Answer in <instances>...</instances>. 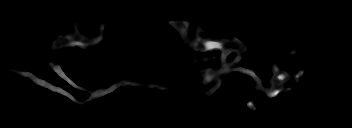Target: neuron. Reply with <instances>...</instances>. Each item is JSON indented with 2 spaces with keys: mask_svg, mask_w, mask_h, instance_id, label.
Here are the masks:
<instances>
[{
  "mask_svg": "<svg viewBox=\"0 0 352 128\" xmlns=\"http://www.w3.org/2000/svg\"><path fill=\"white\" fill-rule=\"evenodd\" d=\"M168 23L180 33L184 44L185 43L190 44V47L193 50L201 51V52H208V51H213V50H221L222 51L220 69H218L216 71H213L212 69H208L204 75L203 80H202L204 84L212 83L216 77L226 73L229 70L231 72L240 71L244 74H247L248 76L252 77L256 83H258V86L255 87V89H258L261 91H263V89H265L263 87L262 81L256 76L255 72H253L252 70L246 69L245 67H240L238 65L232 67L231 69L229 68L228 62L226 60L227 56L231 52H236L237 58H236L235 62L237 64L241 58L240 55H242L248 49V47L245 45V43H243L242 41H239L237 38H234L233 40H229L226 38H224V39H214V38L203 39L199 35V31L202 30L201 25L197 26L196 40L192 41L189 38L188 30H187L188 26L192 23V21H189V20L188 21L168 20ZM105 24H106V22H104L101 25H98L100 30H99L98 36L95 39L87 37V35H86L87 32L84 34L79 33V31L77 30V27H75L76 33H74V34L70 33L65 36L58 34L57 38L52 43L51 48L52 49H61L64 47H80V48L86 50L87 47H89L91 45H95L103 40V28H104ZM211 59L212 58L204 57V58H200L199 60H194V62H198V61L207 62L208 60H211ZM55 71L61 78L66 80L73 87H75L77 89L79 88L78 85L73 83L65 75V73L60 69L59 66L55 67ZM271 72H272L273 77L270 80V85L272 87H271V90L268 89L266 92L267 98L276 97L280 93V91L283 90V88H284L283 85L285 82H287L290 78H293L295 81H299V78L303 77L302 75L305 73L304 70H301L297 74L290 76V74L288 72L282 71L276 64L273 65ZM18 73L25 76V77H28L35 84L41 85L45 88H48L51 92H57V93H60L64 96H66L67 98L71 99L74 103H76L77 105H80V106L89 102V101H92L98 97H101L103 95H106V94L114 91L119 86L133 85V86L157 88V89L163 90V91L167 90L166 87L160 86V85L139 84L136 82L121 80L117 84L111 86L110 88L99 89L98 91L94 92L86 100L79 101V100H76L70 93L63 90L62 88L51 85L50 83H48L44 80L38 79L34 74H32L30 72L19 71ZM220 83H221V80H218L217 85L212 87V89L209 92L217 91L218 89H220V87H221ZM246 105H247V107H249L253 111L257 110L256 106L254 105V103L252 101L246 102Z\"/></svg>",
  "mask_w": 352,
  "mask_h": 128,
  "instance_id": "obj_1",
  "label": "neuron"
}]
</instances>
